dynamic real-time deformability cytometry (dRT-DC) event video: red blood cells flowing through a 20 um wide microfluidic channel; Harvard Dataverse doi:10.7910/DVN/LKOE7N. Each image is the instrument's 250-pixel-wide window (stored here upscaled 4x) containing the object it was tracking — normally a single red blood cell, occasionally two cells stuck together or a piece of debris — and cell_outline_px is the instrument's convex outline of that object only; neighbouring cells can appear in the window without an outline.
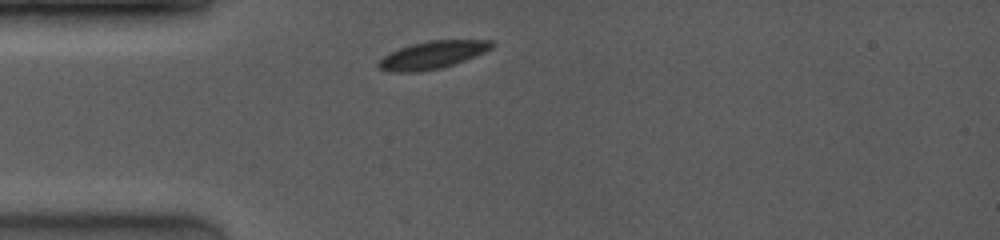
{"species": "common noctule bat (a hibernating species)", "species_latin": "Nyctalus noctula", "temperature_condition": "room temperature", "stored_images_in_passage": 18, "camera_frame_rate_fps": 4000, "um_per_image_px": 0.085, "animal": {"sex": "female", "body_mass_g": 19.0, "forearm_length_mm": 53.3}, "frame": {"image": 1, "passage_image": 1, "time_ms": 0.0, "image_size_px": [1000, 240], "cell_outline_px": [[496, 44], [492, 48], [484, 52], [464, 60], [440, 68], [420, 72], [392, 72], [380, 68], [376, 64], [384, 56], [400, 48], [412, 44], [428, 40], [492, 40]], "centroid_in_image_um": [36.77, 4.66], "position_along_channel_um": 48.2, "area_um2": 18.03}}
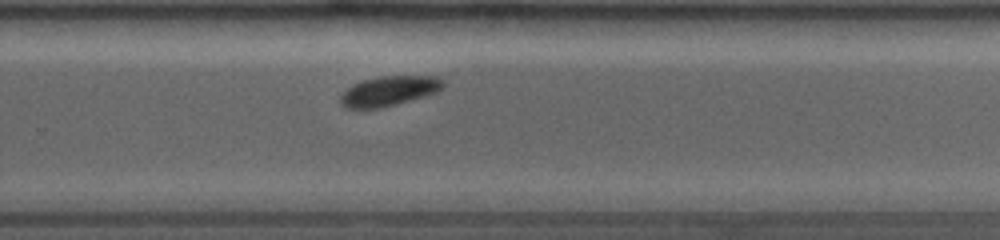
{"frame": {"image": 2, "passage_image": 11, "time_ms": 6.5, "image_size_px": [1000, 240], "cell_outline_px": [[444, 84], [436, 92], [424, 96], [396, 104], [380, 108], [344, 108], [340, 104], [340, 96], [352, 84], [376, 76], [436, 76], [444, 80]], "centroid_in_image_um": [33.04, 7.73], "position_along_channel_um": 296.8, "area_um2": 17.74}}
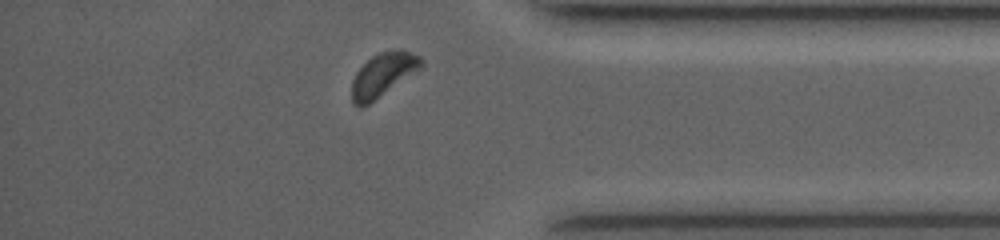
{"frame": {"image": 3, "passage_image": 17, "time_ms": 9.25, "image_size_px": [1000, 240], "cell_outline_px": [[424, 64], [420, 68], [368, 104], [360, 108], [352, 104], [352, 80], [356, 72], [372, 56], [380, 52], [400, 48], [420, 56], [424, 60]], "centroid_in_image_um": [32.55, 6.33], "position_along_channel_um": 402.7, "area_um2": 17.34}, "authors_computed_cell_mechanics": {"area_um2": 18.5827, "velocity_mm_per_s": 4.0397, "shape_relaxation_time_tau1_ms": 1.1531, "shape_relaxation_time_tau2_ms": null, "deformation_change_tau1": 0.0399, "deformation_change_tau2": null}}